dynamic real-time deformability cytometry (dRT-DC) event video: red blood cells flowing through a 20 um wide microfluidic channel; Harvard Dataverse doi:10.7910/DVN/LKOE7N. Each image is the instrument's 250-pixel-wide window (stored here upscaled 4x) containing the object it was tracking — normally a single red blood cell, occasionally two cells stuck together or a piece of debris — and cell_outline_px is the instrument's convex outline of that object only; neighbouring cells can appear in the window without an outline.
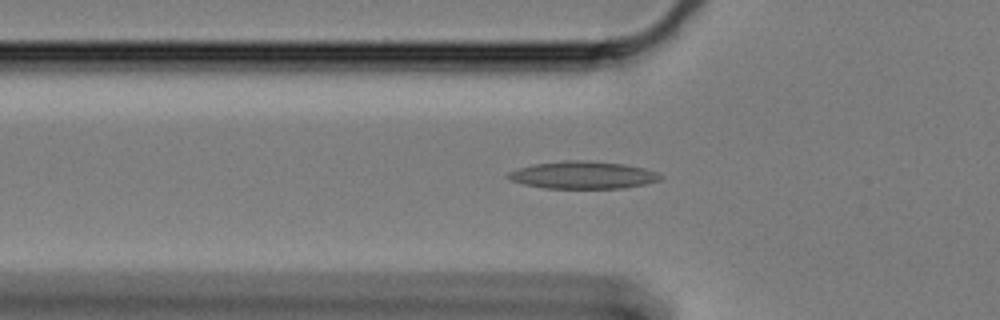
{"species": "Egyptian fruit bat (a non-hibernating species)", "species_latin": "Rousettus aegyptiacus", "temperature_condition": "cold", "stored_images_in_passage": 16, "camera_frame_rate_fps": 3000, "um_per_image_px": 0.085, "animal": {"sex": "female"}, "frame": {"image": 1, "passage_image": 12, "time_ms": 3.667, "image_size_px": [1000, 320], "cell_outline_px": [[664, 176], [660, 180], [644, 184], [624, 188], [544, 188], [524, 184], [512, 180], [504, 176], [508, 172], [532, 164], [564, 160], [584, 160], [620, 164], [644, 168], [656, 172]], "centroid_in_image_um": [49.53, 14.88], "position_along_channel_um": 76.3, "area_um2": 24.22}}
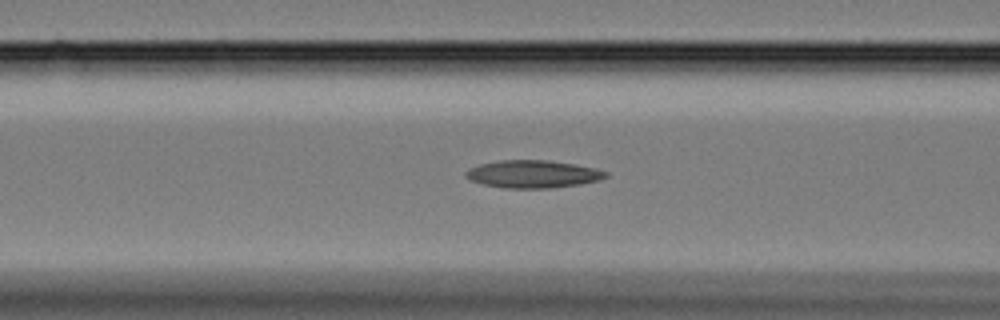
{"frame": {"image": 2, "passage_image": 16, "time_ms": 5.0, "image_size_px": [1000, 320], "cell_outline_px": [[608, 176], [600, 180], [580, 184], [548, 188], [504, 188], [484, 184], [468, 180], [464, 176], [464, 172], [468, 168], [480, 164], [500, 160], [548, 160], [576, 164], [596, 168], [608, 172]], "centroid_in_image_um": [45.28, 14.79], "position_along_channel_um": 121.3, "area_um2": 22.72}}